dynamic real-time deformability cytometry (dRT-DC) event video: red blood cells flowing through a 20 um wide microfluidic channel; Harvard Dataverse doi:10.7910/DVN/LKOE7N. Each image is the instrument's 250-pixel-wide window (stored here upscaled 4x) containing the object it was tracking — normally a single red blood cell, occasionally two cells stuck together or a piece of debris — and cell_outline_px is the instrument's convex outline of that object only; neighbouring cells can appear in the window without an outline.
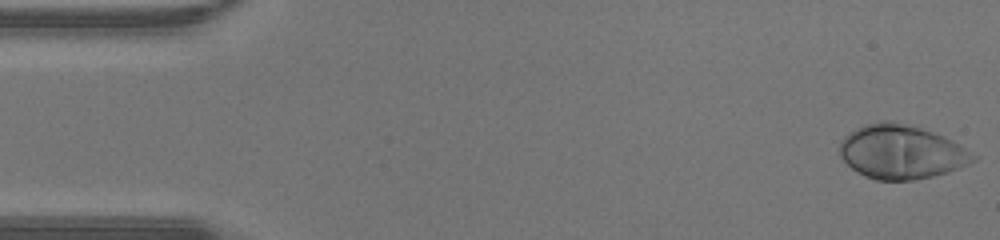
{"species": "human", "species_latin": "Homo sapiens", "temperature_condition": "warm", "stored_images_in_passage": 42, "camera_frame_rate_fps": 3000, "um_per_image_px": 0.085, "donor": {"sex": "male"}, "frame": {"image": 1, "passage_image": 1, "time_ms": 0.0, "image_size_px": [1000, 240], "cell_outline_px": [[980, 156], [976, 160], [968, 164], [948, 172], [932, 176], [912, 180], [876, 180], [864, 176], [856, 172], [840, 156], [840, 140], [848, 132], [864, 124], [880, 120], [884, 120], [908, 124], [944, 136], [952, 140]], "centroid_in_image_um": [76.61, 12.91], "position_along_channel_um": 8.4, "area_um2": 42.19}}
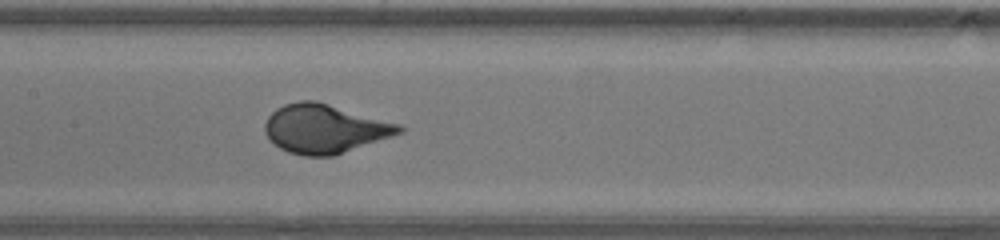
{"frame": {"image": 2, "passage_image": 20, "time_ms": 6.333, "image_size_px": [1000, 240], "cell_outline_px": [[404, 132], [332, 156], [304, 156], [288, 152], [280, 148], [264, 132], [264, 124], [268, 116], [276, 108], [284, 104], [300, 100], [316, 100], [400, 124], [404, 128]], "centroid_in_image_um": [27.59, 10.93], "position_along_channel_um": 179.8, "area_um2": 38.09}}
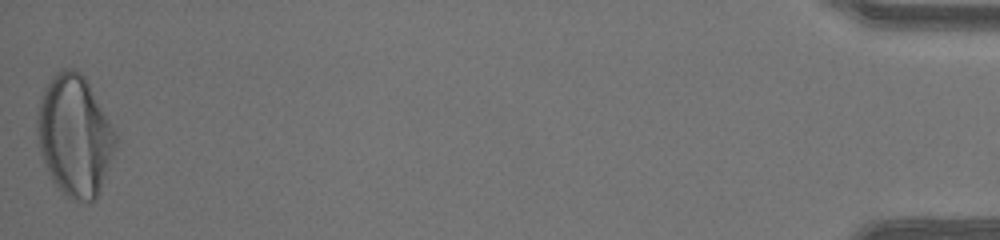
{"frame": {"image": 3, "passage_image": 42, "time_ms": 13.667, "image_size_px": [1000, 240], "cell_outline_px": [[116, 144], [96, 200], [88, 204], [72, 200], [64, 196], [52, 180], [48, 172], [40, 152], [36, 132], [36, 116], [40, 96], [44, 88], [52, 76], [60, 68], [72, 68], [80, 72], [84, 76], [112, 128], [116, 136]], "centroid_in_image_um": [6.29, 11.56], "position_along_channel_um": 428.9, "area_um2": 55.03}}